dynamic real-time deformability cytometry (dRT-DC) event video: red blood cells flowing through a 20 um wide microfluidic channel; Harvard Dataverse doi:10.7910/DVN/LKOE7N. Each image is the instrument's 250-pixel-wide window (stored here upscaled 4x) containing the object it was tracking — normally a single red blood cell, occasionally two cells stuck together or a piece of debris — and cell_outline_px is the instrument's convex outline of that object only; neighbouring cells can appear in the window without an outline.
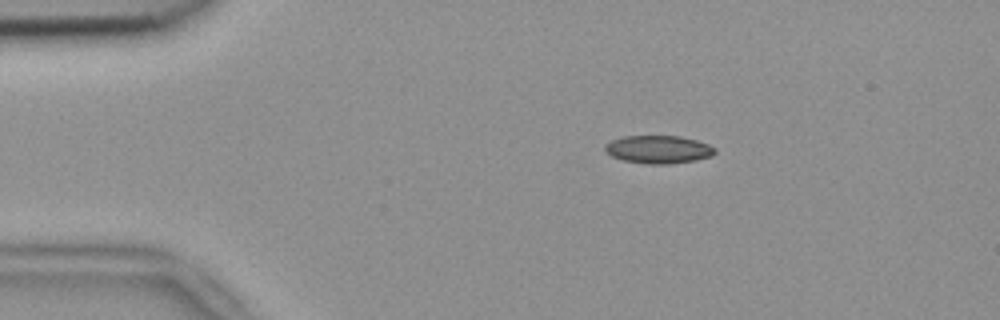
{"species": "common noctule bat (a hibernating species)", "species_latin": "Nyctalus noctula", "temperature_condition": "room temperature", "stored_images_in_passage": 45, "camera_frame_rate_fps": 3000, "um_per_image_px": 0.085, "animal": {"sex": "female", "body_mass_g": 18.4}, "frame": {"image": 1, "passage_image": 2, "time_ms": 0.333, "image_size_px": [1000, 320], "cell_outline_px": [[716, 152], [712, 156], [696, 160], [664, 164], [648, 164], [624, 160], [612, 156], [604, 152], [604, 144], [620, 136], [680, 136], [696, 140], [708, 144], [716, 148]], "centroid_in_image_um": [55.95, 12.69], "position_along_channel_um": 29.1, "area_um2": 17.98}}
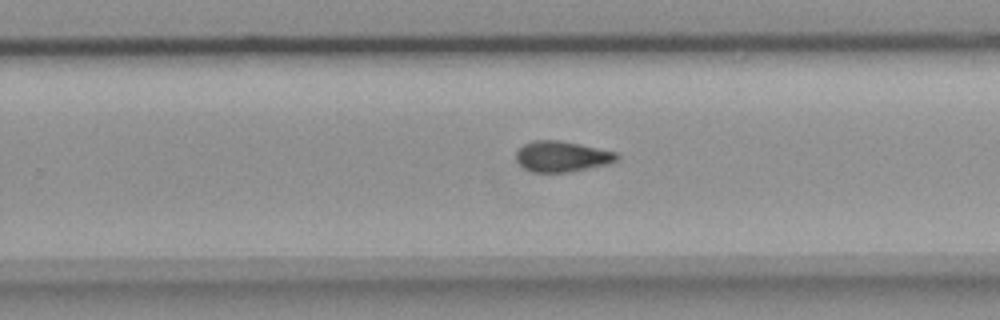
{"frame": {"image": 2, "passage_image": 26, "time_ms": 8.333, "image_size_px": [1000, 320], "cell_outline_px": [[620, 156], [616, 160], [608, 164], [572, 172], [532, 172], [524, 168], [516, 160], [516, 152], [524, 144], [532, 140], [560, 140], [580, 144], [616, 152]], "centroid_in_image_um": [47.76, 13.3], "position_along_channel_um": 282.0, "area_um2": 18.09}}
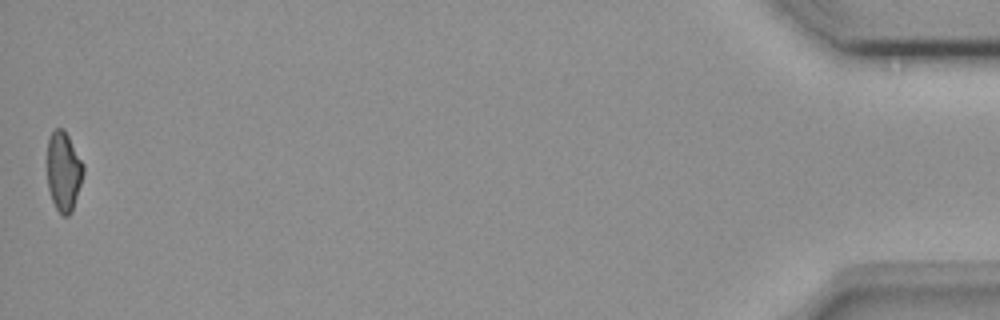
{"frame": {"image": 3, "passage_image": 45, "time_ms": 14.667, "image_size_px": [1000, 320], "cell_outline_px": [[84, 172], [72, 212], [68, 216], [64, 216], [56, 208], [52, 200], [48, 188], [48, 140], [52, 132], [56, 128], [64, 128], [84, 164]], "centroid_in_image_um": [5.42, 14.56], "position_along_channel_um": 429.8, "area_um2": 16.65}, "authors_computed_cell_mechanics": {"area_um2": 17.8602, "velocity_mm_per_s": 3.84, "shape_relaxation_time_tau1_ms": null, "shape_relaxation_time_tau2_ms": 2.7465, "deformation_change_tau1": null, "deformation_change_tau2": 0.0885}}